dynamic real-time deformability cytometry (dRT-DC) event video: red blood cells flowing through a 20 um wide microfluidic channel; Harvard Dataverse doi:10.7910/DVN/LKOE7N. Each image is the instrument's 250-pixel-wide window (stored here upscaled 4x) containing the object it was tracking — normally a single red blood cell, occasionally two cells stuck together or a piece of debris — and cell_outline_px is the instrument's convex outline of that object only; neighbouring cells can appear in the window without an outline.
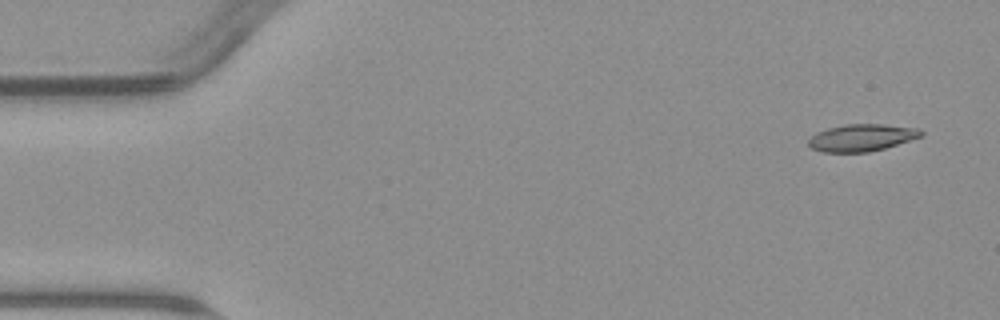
{"species": "common noctule bat (a hibernating species)", "species_latin": "Nyctalus noctula", "temperature_condition": "warm", "stored_images_in_passage": 6, "camera_frame_rate_fps": 3000, "um_per_image_px": 0.085, "animal": {"sex": "male", "body_mass_g": 23.1, "forearm_length_mm": 52.7}, "frame": {"image": 1, "passage_image": 1, "time_ms": 0.0, "image_size_px": [1000, 320], "cell_outline_px": [[924, 132], [920, 136], [884, 148], [868, 152], [824, 152], [812, 148], [808, 144], [808, 140], [816, 132], [828, 128], [844, 124], [884, 124], [920, 128]], "centroid_in_image_um": [73.23, 11.69], "position_along_channel_um": 11.8, "area_um2": 17.63}}
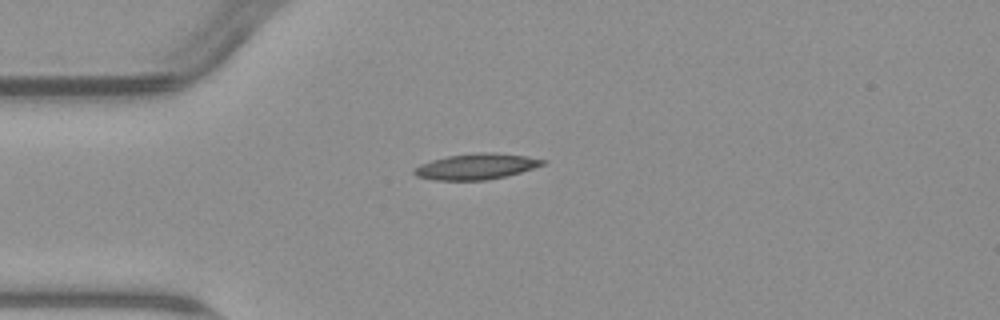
{"frame": {"image": 2, "passage_image": 4, "time_ms": 3.667, "image_size_px": [1000, 320], "cell_outline_px": [[548, 160], [544, 164], [508, 176], [488, 180], [436, 180], [416, 176], [412, 172], [412, 168], [420, 164], [432, 160], [448, 156], [476, 152], [496, 152], [524, 156]], "centroid_in_image_um": [40.46, 14.15], "position_along_channel_um": 44.5, "area_um2": 19.42}}
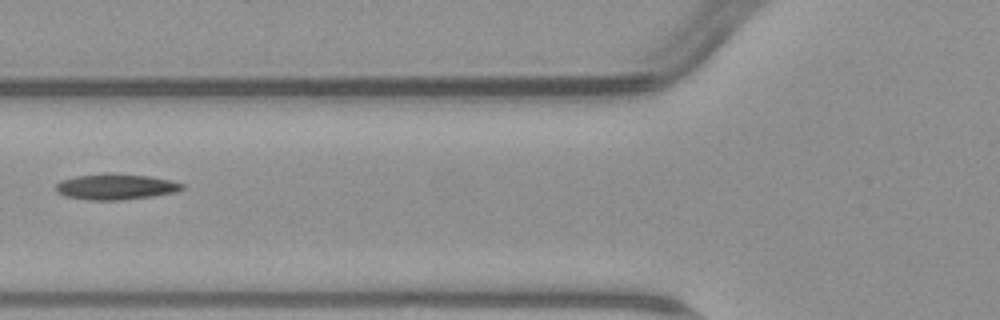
{"frame": {"image": 3, "passage_image": 6, "time_ms": 6.0, "image_size_px": [1000, 320], "cell_outline_px": [[184, 188], [176, 192], [152, 196], [120, 200], [88, 200], [64, 196], [56, 192], [56, 184], [60, 180], [76, 176], [100, 172], [112, 172], [148, 176], [172, 180], [184, 184]], "centroid_in_image_um": [9.81, 15.85], "position_along_channel_um": 116.0, "area_um2": 19.36}}